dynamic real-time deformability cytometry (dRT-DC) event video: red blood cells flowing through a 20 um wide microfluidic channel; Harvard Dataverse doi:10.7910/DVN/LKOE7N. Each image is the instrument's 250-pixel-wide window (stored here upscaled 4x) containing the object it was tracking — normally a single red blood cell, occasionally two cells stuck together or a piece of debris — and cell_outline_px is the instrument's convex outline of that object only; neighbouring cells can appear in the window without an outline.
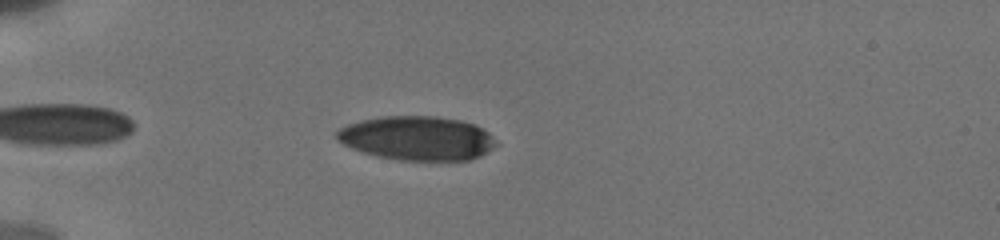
{"species": "human", "species_latin": "Homo sapiens", "temperature_condition": "cold", "stored_images_in_passage": 19, "camera_frame_rate_fps": 3000, "um_per_image_px": 0.085, "donor": {"sex": "male"}, "frame": {"image": 1, "passage_image": 7, "time_ms": 1.333, "image_size_px": [1000, 240], "cell_outline_px": [[500, 144], [480, 156], [468, 160], [400, 160], [376, 156], [352, 148], [336, 140], [336, 132], [340, 128], [348, 124], [360, 120], [380, 116], [436, 116], [460, 120], [472, 124], [488, 132]], "centroid_in_image_um": [35.46, 11.74], "position_along_channel_um": 49.5, "area_um2": 40.98}}
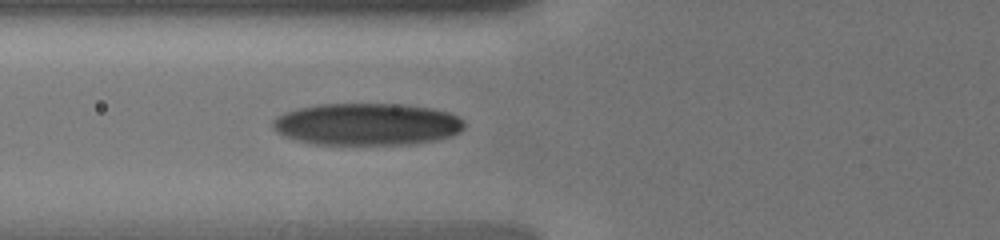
{"frame": {"image": 2, "passage_image": 14, "time_ms": 3.333, "image_size_px": [1000, 240], "cell_outline_px": [[464, 128], [460, 132], [452, 136], [436, 140], [412, 144], [316, 144], [296, 140], [284, 136], [276, 132], [272, 128], [272, 120], [276, 116], [284, 112], [296, 108], [320, 104], [404, 104], [432, 108], [448, 112], [464, 120]], "centroid_in_image_um": [31.18, 10.55], "position_along_channel_um": 94.6, "area_um2": 47.34}}
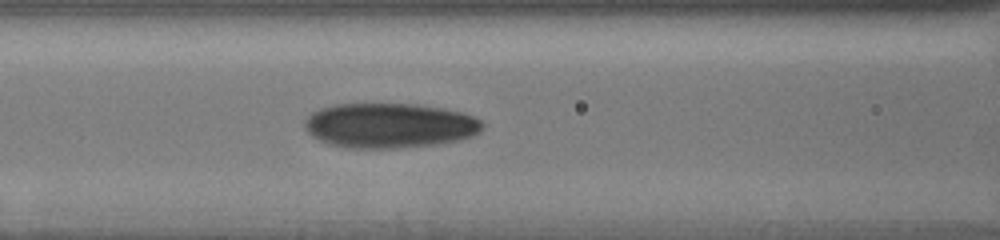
{"frame": {"image": 3, "passage_image": 18, "time_ms": 4.333, "image_size_px": [1000, 240], "cell_outline_px": [[484, 128], [480, 132], [472, 136], [460, 140], [440, 144], [396, 148], [348, 148], [328, 144], [312, 136], [304, 128], [304, 120], [312, 112], [320, 108], [336, 104], [416, 104], [444, 108], [460, 112], [472, 116], [480, 120], [484, 124]], "centroid_in_image_um": [33.11, 10.67], "position_along_channel_um": 133.5, "area_um2": 46.82}}